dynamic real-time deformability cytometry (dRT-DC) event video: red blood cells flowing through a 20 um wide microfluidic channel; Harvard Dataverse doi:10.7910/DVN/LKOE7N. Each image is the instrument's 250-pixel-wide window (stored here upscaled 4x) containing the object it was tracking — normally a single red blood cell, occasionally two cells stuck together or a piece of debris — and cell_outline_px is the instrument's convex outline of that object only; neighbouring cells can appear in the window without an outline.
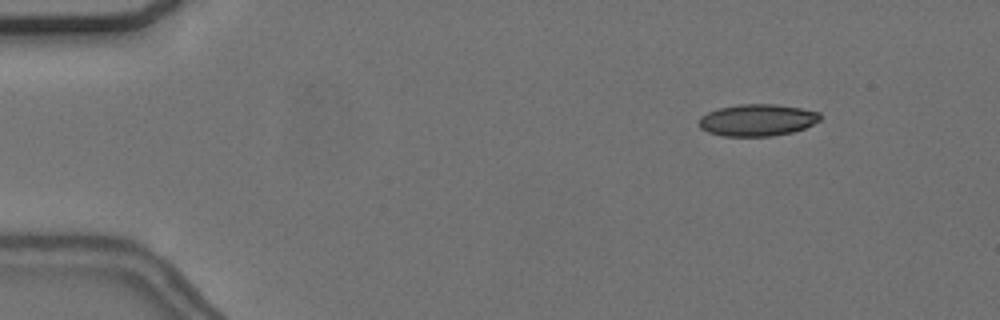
{"species": "common noctule bat (a hibernating species)", "species_latin": "Nyctalus noctula", "temperature_condition": "cold", "stored_images_in_passage": 56, "camera_frame_rate_fps": 3000, "um_per_image_px": 0.085, "animal": {"sex": "female", "body_mass_g": 24.6, "forearm_length_mm": 56.2}, "frame": {"image": 1, "passage_image": 7, "time_ms": 2.0, "image_size_px": [1000, 320], "cell_outline_px": [[820, 120], [804, 128], [792, 132], [772, 136], [724, 136], [708, 132], [700, 128], [700, 116], [708, 112], [720, 108], [740, 104], [776, 104], [800, 108], [820, 112]], "centroid_in_image_um": [64.37, 10.2], "position_along_channel_um": 20.6, "area_um2": 22.37}}
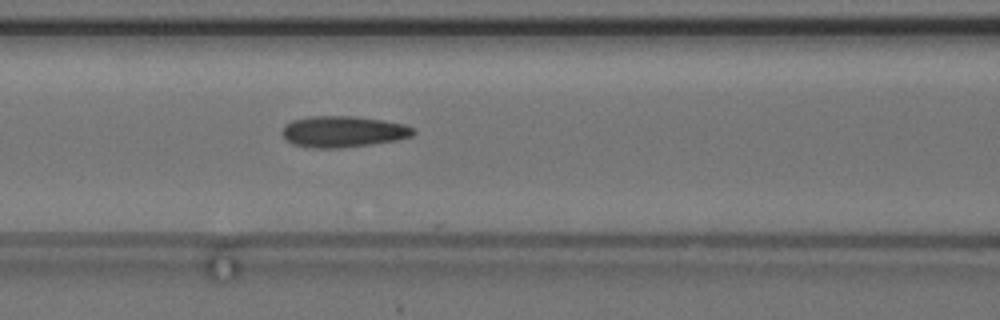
{"frame": {"image": 2, "passage_image": 24, "time_ms": 7.667, "image_size_px": [1000, 320], "cell_outline_px": [[416, 132], [412, 136], [396, 140], [372, 144], [340, 148], [312, 148], [292, 144], [284, 140], [280, 132], [284, 124], [292, 120], [308, 116], [356, 116], [384, 120], [404, 124], [412, 128]], "centroid_in_image_um": [29.1, 11.18], "position_along_channel_um": 137.5, "area_um2": 24.22}}
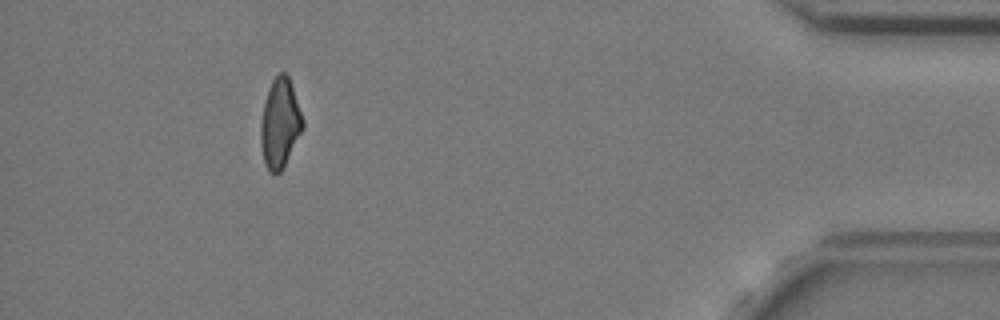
{"frame": {"image": 3, "passage_image": 51, "time_ms": 16.667, "image_size_px": [1000, 320], "cell_outline_px": [[304, 128], [280, 172], [276, 176], [268, 172], [264, 164], [260, 144], [260, 124], [264, 104], [268, 88], [272, 80], [280, 72], [284, 72], [288, 76], [304, 120]], "centroid_in_image_um": [23.78, 10.52], "position_along_channel_um": 411.4, "area_um2": 21.96}, "authors_computed_cell_mechanics": {"area_um2": 22.8888, "velocity_mm_per_s": 3.6948, "shape_relaxation_time_tau1_ms": null, "shape_relaxation_time_tau2_ms": 2.7138, "deformation_change_tau1": null, "deformation_change_tau2": 0.1211}}